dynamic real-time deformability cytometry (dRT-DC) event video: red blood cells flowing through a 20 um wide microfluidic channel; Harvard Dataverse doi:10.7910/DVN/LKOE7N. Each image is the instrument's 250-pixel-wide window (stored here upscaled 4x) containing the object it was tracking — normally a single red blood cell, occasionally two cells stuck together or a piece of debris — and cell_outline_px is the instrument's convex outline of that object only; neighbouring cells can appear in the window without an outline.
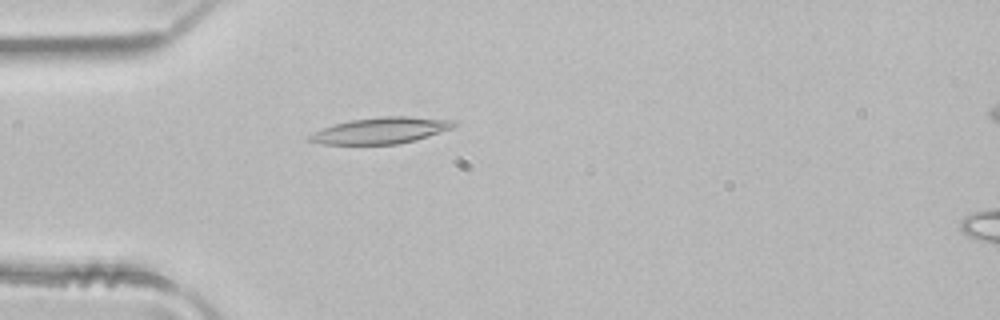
{"species": "common noctule bat (a hibernating species)", "species_latin": "Nyctalus noctula", "temperature_condition": "room temperature", "stored_images_in_passage": 4, "camera_frame_rate_fps": 3000, "um_per_image_px": 0.085, "animal": {"sex": "male", "body_mass_g": 21.5, "forearm_length_mm": 52.0}, "frame": {"image": 1, "passage_image": 4, "time_ms": 1.0, "image_size_px": [1000, 320], "cell_outline_px": [[456, 124], [452, 128], [416, 140], [396, 144], [324, 144], [304, 140], [308, 136], [324, 128], [336, 124], [352, 120], [380, 116], [408, 116], [456, 120]], "centroid_in_image_um": [32.4, 11.09], "position_along_channel_um": 52.6, "area_um2": 21.91}}